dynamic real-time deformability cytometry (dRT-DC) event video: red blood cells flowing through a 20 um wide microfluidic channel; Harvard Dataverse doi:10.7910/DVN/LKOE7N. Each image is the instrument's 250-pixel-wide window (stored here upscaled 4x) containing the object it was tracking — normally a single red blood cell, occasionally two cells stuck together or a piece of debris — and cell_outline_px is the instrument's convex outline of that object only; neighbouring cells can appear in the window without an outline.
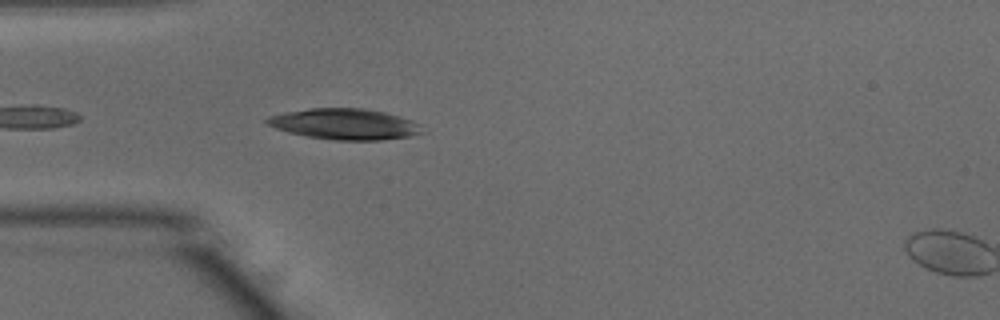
{"species": "common noctule bat (a hibernating species)", "species_latin": "Nyctalus noctula", "temperature_condition": "warm", "stored_images_in_passage": 5, "camera_frame_rate_fps": 3000, "um_per_image_px": 0.085, "animal": {"sex": "male", "body_mass_g": 15.6}, "frame": {"image": 1, "passage_image": 4, "time_ms": 1.0, "image_size_px": [1000, 320], "cell_outline_px": [[428, 132], [412, 136], [384, 140], [336, 140], [308, 136], [288, 132], [276, 128], [268, 124], [264, 120], [268, 116], [284, 112], [308, 108], [364, 108], [384, 112], [412, 120], [420, 124]], "centroid_in_image_um": [29.36, 10.55], "position_along_channel_um": 55.6, "area_um2": 28.15}}